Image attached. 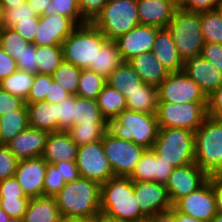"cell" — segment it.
Segmentation results:
<instances>
[{
    "label": "cell",
    "mask_w": 222,
    "mask_h": 222,
    "mask_svg": "<svg viewBox=\"0 0 222 222\" xmlns=\"http://www.w3.org/2000/svg\"><path fill=\"white\" fill-rule=\"evenodd\" d=\"M101 184L80 177L66 182L55 195L61 216L95 219L100 214Z\"/></svg>",
    "instance_id": "6da1fadb"
},
{
    "label": "cell",
    "mask_w": 222,
    "mask_h": 222,
    "mask_svg": "<svg viewBox=\"0 0 222 222\" xmlns=\"http://www.w3.org/2000/svg\"><path fill=\"white\" fill-rule=\"evenodd\" d=\"M100 213L129 222H145L147 218L134 195V181L123 176L101 184Z\"/></svg>",
    "instance_id": "7a4b0ae2"
},
{
    "label": "cell",
    "mask_w": 222,
    "mask_h": 222,
    "mask_svg": "<svg viewBox=\"0 0 222 222\" xmlns=\"http://www.w3.org/2000/svg\"><path fill=\"white\" fill-rule=\"evenodd\" d=\"M108 41L91 22L78 25L63 41V61L80 69L96 66L97 51Z\"/></svg>",
    "instance_id": "3957f363"
},
{
    "label": "cell",
    "mask_w": 222,
    "mask_h": 222,
    "mask_svg": "<svg viewBox=\"0 0 222 222\" xmlns=\"http://www.w3.org/2000/svg\"><path fill=\"white\" fill-rule=\"evenodd\" d=\"M107 130L117 138L133 141L149 150L158 136L159 125L156 114L125 109L108 121Z\"/></svg>",
    "instance_id": "277c9868"
},
{
    "label": "cell",
    "mask_w": 222,
    "mask_h": 222,
    "mask_svg": "<svg viewBox=\"0 0 222 222\" xmlns=\"http://www.w3.org/2000/svg\"><path fill=\"white\" fill-rule=\"evenodd\" d=\"M195 163L209 176L222 173V120L207 116L194 132Z\"/></svg>",
    "instance_id": "5b68a950"
},
{
    "label": "cell",
    "mask_w": 222,
    "mask_h": 222,
    "mask_svg": "<svg viewBox=\"0 0 222 222\" xmlns=\"http://www.w3.org/2000/svg\"><path fill=\"white\" fill-rule=\"evenodd\" d=\"M153 152L175 167L195 163L194 132L183 128L159 127Z\"/></svg>",
    "instance_id": "8992f818"
},
{
    "label": "cell",
    "mask_w": 222,
    "mask_h": 222,
    "mask_svg": "<svg viewBox=\"0 0 222 222\" xmlns=\"http://www.w3.org/2000/svg\"><path fill=\"white\" fill-rule=\"evenodd\" d=\"M108 40H116L140 25L137 0H109L91 22Z\"/></svg>",
    "instance_id": "52a82bcc"
},
{
    "label": "cell",
    "mask_w": 222,
    "mask_h": 222,
    "mask_svg": "<svg viewBox=\"0 0 222 222\" xmlns=\"http://www.w3.org/2000/svg\"><path fill=\"white\" fill-rule=\"evenodd\" d=\"M177 51L183 61L202 54L204 39L200 25V13L177 8L167 26Z\"/></svg>",
    "instance_id": "ba28073f"
},
{
    "label": "cell",
    "mask_w": 222,
    "mask_h": 222,
    "mask_svg": "<svg viewBox=\"0 0 222 222\" xmlns=\"http://www.w3.org/2000/svg\"><path fill=\"white\" fill-rule=\"evenodd\" d=\"M207 116V102H158L156 112L159 127L183 128L193 132L201 126Z\"/></svg>",
    "instance_id": "9c48e42d"
},
{
    "label": "cell",
    "mask_w": 222,
    "mask_h": 222,
    "mask_svg": "<svg viewBox=\"0 0 222 222\" xmlns=\"http://www.w3.org/2000/svg\"><path fill=\"white\" fill-rule=\"evenodd\" d=\"M102 146L115 176L129 177L136 164L147 150L133 141H126L111 134L108 130L102 139Z\"/></svg>",
    "instance_id": "30bf717a"
},
{
    "label": "cell",
    "mask_w": 222,
    "mask_h": 222,
    "mask_svg": "<svg viewBox=\"0 0 222 222\" xmlns=\"http://www.w3.org/2000/svg\"><path fill=\"white\" fill-rule=\"evenodd\" d=\"M158 102L185 104L207 102L199 85L183 71L173 72L157 87Z\"/></svg>",
    "instance_id": "8fae6325"
},
{
    "label": "cell",
    "mask_w": 222,
    "mask_h": 222,
    "mask_svg": "<svg viewBox=\"0 0 222 222\" xmlns=\"http://www.w3.org/2000/svg\"><path fill=\"white\" fill-rule=\"evenodd\" d=\"M76 166L81 177L100 184L115 176L104 153L102 140L78 146Z\"/></svg>",
    "instance_id": "7c38bea8"
},
{
    "label": "cell",
    "mask_w": 222,
    "mask_h": 222,
    "mask_svg": "<svg viewBox=\"0 0 222 222\" xmlns=\"http://www.w3.org/2000/svg\"><path fill=\"white\" fill-rule=\"evenodd\" d=\"M173 208L203 222H211L217 213L212 176L198 189L179 199Z\"/></svg>",
    "instance_id": "4fadbf2b"
},
{
    "label": "cell",
    "mask_w": 222,
    "mask_h": 222,
    "mask_svg": "<svg viewBox=\"0 0 222 222\" xmlns=\"http://www.w3.org/2000/svg\"><path fill=\"white\" fill-rule=\"evenodd\" d=\"M209 177L196 163L175 167L166 183L171 203L174 205L179 199L201 187Z\"/></svg>",
    "instance_id": "5bb4252c"
},
{
    "label": "cell",
    "mask_w": 222,
    "mask_h": 222,
    "mask_svg": "<svg viewBox=\"0 0 222 222\" xmlns=\"http://www.w3.org/2000/svg\"><path fill=\"white\" fill-rule=\"evenodd\" d=\"M159 29L154 26L138 25L114 40L123 62H128L140 54L152 52Z\"/></svg>",
    "instance_id": "9a60e30c"
},
{
    "label": "cell",
    "mask_w": 222,
    "mask_h": 222,
    "mask_svg": "<svg viewBox=\"0 0 222 222\" xmlns=\"http://www.w3.org/2000/svg\"><path fill=\"white\" fill-rule=\"evenodd\" d=\"M78 25L62 14L41 15L34 44L37 46L62 45Z\"/></svg>",
    "instance_id": "2e32d148"
},
{
    "label": "cell",
    "mask_w": 222,
    "mask_h": 222,
    "mask_svg": "<svg viewBox=\"0 0 222 222\" xmlns=\"http://www.w3.org/2000/svg\"><path fill=\"white\" fill-rule=\"evenodd\" d=\"M48 163L42 158L19 160L15 178L25 196L31 198L44 196V179Z\"/></svg>",
    "instance_id": "e0dca14e"
},
{
    "label": "cell",
    "mask_w": 222,
    "mask_h": 222,
    "mask_svg": "<svg viewBox=\"0 0 222 222\" xmlns=\"http://www.w3.org/2000/svg\"><path fill=\"white\" fill-rule=\"evenodd\" d=\"M134 195L140 210L147 217L173 208L165 184L154 181L134 182Z\"/></svg>",
    "instance_id": "ac0fdd59"
},
{
    "label": "cell",
    "mask_w": 222,
    "mask_h": 222,
    "mask_svg": "<svg viewBox=\"0 0 222 222\" xmlns=\"http://www.w3.org/2000/svg\"><path fill=\"white\" fill-rule=\"evenodd\" d=\"M183 72L199 85L206 97L222 84V72L201 55L185 60Z\"/></svg>",
    "instance_id": "d6986e66"
},
{
    "label": "cell",
    "mask_w": 222,
    "mask_h": 222,
    "mask_svg": "<svg viewBox=\"0 0 222 222\" xmlns=\"http://www.w3.org/2000/svg\"><path fill=\"white\" fill-rule=\"evenodd\" d=\"M178 8L177 0H137L140 25L167 28Z\"/></svg>",
    "instance_id": "ffe728a7"
},
{
    "label": "cell",
    "mask_w": 222,
    "mask_h": 222,
    "mask_svg": "<svg viewBox=\"0 0 222 222\" xmlns=\"http://www.w3.org/2000/svg\"><path fill=\"white\" fill-rule=\"evenodd\" d=\"M173 169L172 165L149 149L144 152L129 178L134 182L154 181L166 185Z\"/></svg>",
    "instance_id": "44dd1931"
},
{
    "label": "cell",
    "mask_w": 222,
    "mask_h": 222,
    "mask_svg": "<svg viewBox=\"0 0 222 222\" xmlns=\"http://www.w3.org/2000/svg\"><path fill=\"white\" fill-rule=\"evenodd\" d=\"M48 135L45 130L28 127L6 145L18 160L38 158L44 153Z\"/></svg>",
    "instance_id": "7402d4cb"
},
{
    "label": "cell",
    "mask_w": 222,
    "mask_h": 222,
    "mask_svg": "<svg viewBox=\"0 0 222 222\" xmlns=\"http://www.w3.org/2000/svg\"><path fill=\"white\" fill-rule=\"evenodd\" d=\"M78 146L67 131L49 133L42 158L53 165L56 162L76 161Z\"/></svg>",
    "instance_id": "603a6c76"
},
{
    "label": "cell",
    "mask_w": 222,
    "mask_h": 222,
    "mask_svg": "<svg viewBox=\"0 0 222 222\" xmlns=\"http://www.w3.org/2000/svg\"><path fill=\"white\" fill-rule=\"evenodd\" d=\"M152 52L170 73L183 71L184 61L168 28H160L157 31Z\"/></svg>",
    "instance_id": "cb8c5ba5"
},
{
    "label": "cell",
    "mask_w": 222,
    "mask_h": 222,
    "mask_svg": "<svg viewBox=\"0 0 222 222\" xmlns=\"http://www.w3.org/2000/svg\"><path fill=\"white\" fill-rule=\"evenodd\" d=\"M132 68L139 74L143 83L155 86L165 80L170 72L154 56L153 52L143 53L128 61Z\"/></svg>",
    "instance_id": "d4e9b609"
},
{
    "label": "cell",
    "mask_w": 222,
    "mask_h": 222,
    "mask_svg": "<svg viewBox=\"0 0 222 222\" xmlns=\"http://www.w3.org/2000/svg\"><path fill=\"white\" fill-rule=\"evenodd\" d=\"M29 127L45 130L49 133L59 131L57 104L47 101L25 103Z\"/></svg>",
    "instance_id": "484cf974"
},
{
    "label": "cell",
    "mask_w": 222,
    "mask_h": 222,
    "mask_svg": "<svg viewBox=\"0 0 222 222\" xmlns=\"http://www.w3.org/2000/svg\"><path fill=\"white\" fill-rule=\"evenodd\" d=\"M61 217L55 197L42 196L31 198L23 222H58Z\"/></svg>",
    "instance_id": "4316f807"
},
{
    "label": "cell",
    "mask_w": 222,
    "mask_h": 222,
    "mask_svg": "<svg viewBox=\"0 0 222 222\" xmlns=\"http://www.w3.org/2000/svg\"><path fill=\"white\" fill-rule=\"evenodd\" d=\"M158 107L157 88L143 83L138 90L126 97V108L131 111L156 114Z\"/></svg>",
    "instance_id": "83f0119b"
},
{
    "label": "cell",
    "mask_w": 222,
    "mask_h": 222,
    "mask_svg": "<svg viewBox=\"0 0 222 222\" xmlns=\"http://www.w3.org/2000/svg\"><path fill=\"white\" fill-rule=\"evenodd\" d=\"M106 83L118 90L126 98L143 84L139 74L128 62H123L106 79Z\"/></svg>",
    "instance_id": "f1b7e54d"
},
{
    "label": "cell",
    "mask_w": 222,
    "mask_h": 222,
    "mask_svg": "<svg viewBox=\"0 0 222 222\" xmlns=\"http://www.w3.org/2000/svg\"><path fill=\"white\" fill-rule=\"evenodd\" d=\"M74 125H108L101 115L97 100L74 95Z\"/></svg>",
    "instance_id": "f546056e"
},
{
    "label": "cell",
    "mask_w": 222,
    "mask_h": 222,
    "mask_svg": "<svg viewBox=\"0 0 222 222\" xmlns=\"http://www.w3.org/2000/svg\"><path fill=\"white\" fill-rule=\"evenodd\" d=\"M29 127L28 113L24 105L20 110L11 111L0 116V138L8 144L16 135Z\"/></svg>",
    "instance_id": "4dcf8cb0"
},
{
    "label": "cell",
    "mask_w": 222,
    "mask_h": 222,
    "mask_svg": "<svg viewBox=\"0 0 222 222\" xmlns=\"http://www.w3.org/2000/svg\"><path fill=\"white\" fill-rule=\"evenodd\" d=\"M101 115L107 122L116 118L126 108V98L109 84H105L97 98Z\"/></svg>",
    "instance_id": "1f68e13d"
},
{
    "label": "cell",
    "mask_w": 222,
    "mask_h": 222,
    "mask_svg": "<svg viewBox=\"0 0 222 222\" xmlns=\"http://www.w3.org/2000/svg\"><path fill=\"white\" fill-rule=\"evenodd\" d=\"M122 63L123 60L116 42L113 40H108L97 51L96 66H90L88 69L93 70L107 79L110 74Z\"/></svg>",
    "instance_id": "d6a6232c"
},
{
    "label": "cell",
    "mask_w": 222,
    "mask_h": 222,
    "mask_svg": "<svg viewBox=\"0 0 222 222\" xmlns=\"http://www.w3.org/2000/svg\"><path fill=\"white\" fill-rule=\"evenodd\" d=\"M35 74L17 69L14 73L0 81V87L8 93L27 99Z\"/></svg>",
    "instance_id": "836d02e7"
},
{
    "label": "cell",
    "mask_w": 222,
    "mask_h": 222,
    "mask_svg": "<svg viewBox=\"0 0 222 222\" xmlns=\"http://www.w3.org/2000/svg\"><path fill=\"white\" fill-rule=\"evenodd\" d=\"M38 73L52 75L63 61L62 45L37 46Z\"/></svg>",
    "instance_id": "e575fe53"
},
{
    "label": "cell",
    "mask_w": 222,
    "mask_h": 222,
    "mask_svg": "<svg viewBox=\"0 0 222 222\" xmlns=\"http://www.w3.org/2000/svg\"><path fill=\"white\" fill-rule=\"evenodd\" d=\"M106 78L90 69H81L77 96L97 100Z\"/></svg>",
    "instance_id": "d590c367"
},
{
    "label": "cell",
    "mask_w": 222,
    "mask_h": 222,
    "mask_svg": "<svg viewBox=\"0 0 222 222\" xmlns=\"http://www.w3.org/2000/svg\"><path fill=\"white\" fill-rule=\"evenodd\" d=\"M204 42L222 44V21L216 10L200 12Z\"/></svg>",
    "instance_id": "8d00e7d4"
},
{
    "label": "cell",
    "mask_w": 222,
    "mask_h": 222,
    "mask_svg": "<svg viewBox=\"0 0 222 222\" xmlns=\"http://www.w3.org/2000/svg\"><path fill=\"white\" fill-rule=\"evenodd\" d=\"M81 69L73 64L62 61L52 74L53 80L61 85L71 95L77 94Z\"/></svg>",
    "instance_id": "74e56055"
},
{
    "label": "cell",
    "mask_w": 222,
    "mask_h": 222,
    "mask_svg": "<svg viewBox=\"0 0 222 222\" xmlns=\"http://www.w3.org/2000/svg\"><path fill=\"white\" fill-rule=\"evenodd\" d=\"M108 125H73L67 132L77 146L103 139Z\"/></svg>",
    "instance_id": "f35d334b"
},
{
    "label": "cell",
    "mask_w": 222,
    "mask_h": 222,
    "mask_svg": "<svg viewBox=\"0 0 222 222\" xmlns=\"http://www.w3.org/2000/svg\"><path fill=\"white\" fill-rule=\"evenodd\" d=\"M62 14L71 18L77 25L87 23L81 15L79 2L76 0H52L43 15Z\"/></svg>",
    "instance_id": "ab89813d"
},
{
    "label": "cell",
    "mask_w": 222,
    "mask_h": 222,
    "mask_svg": "<svg viewBox=\"0 0 222 222\" xmlns=\"http://www.w3.org/2000/svg\"><path fill=\"white\" fill-rule=\"evenodd\" d=\"M32 6L26 1L16 7L6 8L3 11V27L12 28L18 21L30 20L31 18H39Z\"/></svg>",
    "instance_id": "60d3db41"
},
{
    "label": "cell",
    "mask_w": 222,
    "mask_h": 222,
    "mask_svg": "<svg viewBox=\"0 0 222 222\" xmlns=\"http://www.w3.org/2000/svg\"><path fill=\"white\" fill-rule=\"evenodd\" d=\"M27 44L14 29L0 28V46L15 60Z\"/></svg>",
    "instance_id": "b9f144b4"
},
{
    "label": "cell",
    "mask_w": 222,
    "mask_h": 222,
    "mask_svg": "<svg viewBox=\"0 0 222 222\" xmlns=\"http://www.w3.org/2000/svg\"><path fill=\"white\" fill-rule=\"evenodd\" d=\"M53 81L52 75L36 73L30 92L25 103H37L44 101L49 95L50 84Z\"/></svg>",
    "instance_id": "7bdbcfd3"
},
{
    "label": "cell",
    "mask_w": 222,
    "mask_h": 222,
    "mask_svg": "<svg viewBox=\"0 0 222 222\" xmlns=\"http://www.w3.org/2000/svg\"><path fill=\"white\" fill-rule=\"evenodd\" d=\"M59 131H68L74 125V95L57 104Z\"/></svg>",
    "instance_id": "ee69618b"
},
{
    "label": "cell",
    "mask_w": 222,
    "mask_h": 222,
    "mask_svg": "<svg viewBox=\"0 0 222 222\" xmlns=\"http://www.w3.org/2000/svg\"><path fill=\"white\" fill-rule=\"evenodd\" d=\"M37 45L28 43L24 49L19 53L16 59L17 67L20 70L27 71L33 74L38 73L37 66Z\"/></svg>",
    "instance_id": "f6af8a7d"
},
{
    "label": "cell",
    "mask_w": 222,
    "mask_h": 222,
    "mask_svg": "<svg viewBox=\"0 0 222 222\" xmlns=\"http://www.w3.org/2000/svg\"><path fill=\"white\" fill-rule=\"evenodd\" d=\"M63 176L51 164H48L44 179V196L54 197L65 185Z\"/></svg>",
    "instance_id": "bcb514c9"
},
{
    "label": "cell",
    "mask_w": 222,
    "mask_h": 222,
    "mask_svg": "<svg viewBox=\"0 0 222 222\" xmlns=\"http://www.w3.org/2000/svg\"><path fill=\"white\" fill-rule=\"evenodd\" d=\"M30 198H0V209L9 217L22 219Z\"/></svg>",
    "instance_id": "7dc6e473"
},
{
    "label": "cell",
    "mask_w": 222,
    "mask_h": 222,
    "mask_svg": "<svg viewBox=\"0 0 222 222\" xmlns=\"http://www.w3.org/2000/svg\"><path fill=\"white\" fill-rule=\"evenodd\" d=\"M18 161L7 145L0 146V180L15 175Z\"/></svg>",
    "instance_id": "c3c4849f"
},
{
    "label": "cell",
    "mask_w": 222,
    "mask_h": 222,
    "mask_svg": "<svg viewBox=\"0 0 222 222\" xmlns=\"http://www.w3.org/2000/svg\"><path fill=\"white\" fill-rule=\"evenodd\" d=\"M108 1L109 0H81L79 2V8L82 18L86 22H92Z\"/></svg>",
    "instance_id": "681fc988"
},
{
    "label": "cell",
    "mask_w": 222,
    "mask_h": 222,
    "mask_svg": "<svg viewBox=\"0 0 222 222\" xmlns=\"http://www.w3.org/2000/svg\"><path fill=\"white\" fill-rule=\"evenodd\" d=\"M178 8L190 12L212 11L218 7L219 0H177Z\"/></svg>",
    "instance_id": "f907efd6"
},
{
    "label": "cell",
    "mask_w": 222,
    "mask_h": 222,
    "mask_svg": "<svg viewBox=\"0 0 222 222\" xmlns=\"http://www.w3.org/2000/svg\"><path fill=\"white\" fill-rule=\"evenodd\" d=\"M25 105V100L12 95L0 87V116L11 111L20 110Z\"/></svg>",
    "instance_id": "816d5d0a"
},
{
    "label": "cell",
    "mask_w": 222,
    "mask_h": 222,
    "mask_svg": "<svg viewBox=\"0 0 222 222\" xmlns=\"http://www.w3.org/2000/svg\"><path fill=\"white\" fill-rule=\"evenodd\" d=\"M0 198H29L25 196L15 176L0 180Z\"/></svg>",
    "instance_id": "f5cc1de1"
},
{
    "label": "cell",
    "mask_w": 222,
    "mask_h": 222,
    "mask_svg": "<svg viewBox=\"0 0 222 222\" xmlns=\"http://www.w3.org/2000/svg\"><path fill=\"white\" fill-rule=\"evenodd\" d=\"M39 18H31L30 20L18 21L12 27L26 42L34 43L36 37Z\"/></svg>",
    "instance_id": "db71d44e"
},
{
    "label": "cell",
    "mask_w": 222,
    "mask_h": 222,
    "mask_svg": "<svg viewBox=\"0 0 222 222\" xmlns=\"http://www.w3.org/2000/svg\"><path fill=\"white\" fill-rule=\"evenodd\" d=\"M201 56L222 72V44L205 42Z\"/></svg>",
    "instance_id": "11a10c76"
},
{
    "label": "cell",
    "mask_w": 222,
    "mask_h": 222,
    "mask_svg": "<svg viewBox=\"0 0 222 222\" xmlns=\"http://www.w3.org/2000/svg\"><path fill=\"white\" fill-rule=\"evenodd\" d=\"M207 115L222 120V84L207 97Z\"/></svg>",
    "instance_id": "9f6ffc18"
},
{
    "label": "cell",
    "mask_w": 222,
    "mask_h": 222,
    "mask_svg": "<svg viewBox=\"0 0 222 222\" xmlns=\"http://www.w3.org/2000/svg\"><path fill=\"white\" fill-rule=\"evenodd\" d=\"M53 166L63 176L65 182L75 181L81 177L76 161L56 162Z\"/></svg>",
    "instance_id": "6f0895ef"
},
{
    "label": "cell",
    "mask_w": 222,
    "mask_h": 222,
    "mask_svg": "<svg viewBox=\"0 0 222 222\" xmlns=\"http://www.w3.org/2000/svg\"><path fill=\"white\" fill-rule=\"evenodd\" d=\"M18 69L16 60L0 46V81Z\"/></svg>",
    "instance_id": "680465c9"
},
{
    "label": "cell",
    "mask_w": 222,
    "mask_h": 222,
    "mask_svg": "<svg viewBox=\"0 0 222 222\" xmlns=\"http://www.w3.org/2000/svg\"><path fill=\"white\" fill-rule=\"evenodd\" d=\"M70 95L71 94L68 91H66L64 88L61 87L60 84L53 80L50 84L49 95H46L45 101L58 104Z\"/></svg>",
    "instance_id": "91938a15"
},
{
    "label": "cell",
    "mask_w": 222,
    "mask_h": 222,
    "mask_svg": "<svg viewBox=\"0 0 222 222\" xmlns=\"http://www.w3.org/2000/svg\"><path fill=\"white\" fill-rule=\"evenodd\" d=\"M212 185L216 196L217 212H222V176H212Z\"/></svg>",
    "instance_id": "94428289"
},
{
    "label": "cell",
    "mask_w": 222,
    "mask_h": 222,
    "mask_svg": "<svg viewBox=\"0 0 222 222\" xmlns=\"http://www.w3.org/2000/svg\"><path fill=\"white\" fill-rule=\"evenodd\" d=\"M145 222H174V208L148 216Z\"/></svg>",
    "instance_id": "6125c7cd"
},
{
    "label": "cell",
    "mask_w": 222,
    "mask_h": 222,
    "mask_svg": "<svg viewBox=\"0 0 222 222\" xmlns=\"http://www.w3.org/2000/svg\"><path fill=\"white\" fill-rule=\"evenodd\" d=\"M52 0H27L32 6L34 12L39 16L44 14L46 7L51 3Z\"/></svg>",
    "instance_id": "be15d7a7"
},
{
    "label": "cell",
    "mask_w": 222,
    "mask_h": 222,
    "mask_svg": "<svg viewBox=\"0 0 222 222\" xmlns=\"http://www.w3.org/2000/svg\"><path fill=\"white\" fill-rule=\"evenodd\" d=\"M174 222H203L201 220L195 219L189 215L177 212L174 209Z\"/></svg>",
    "instance_id": "e7e4bbea"
},
{
    "label": "cell",
    "mask_w": 222,
    "mask_h": 222,
    "mask_svg": "<svg viewBox=\"0 0 222 222\" xmlns=\"http://www.w3.org/2000/svg\"><path fill=\"white\" fill-rule=\"evenodd\" d=\"M26 1L27 0H0V3L4 11L6 8L16 7L19 4L25 3Z\"/></svg>",
    "instance_id": "03108f58"
},
{
    "label": "cell",
    "mask_w": 222,
    "mask_h": 222,
    "mask_svg": "<svg viewBox=\"0 0 222 222\" xmlns=\"http://www.w3.org/2000/svg\"><path fill=\"white\" fill-rule=\"evenodd\" d=\"M94 222H129V221H124L120 219H115L109 216H106L105 214L100 213L95 219Z\"/></svg>",
    "instance_id": "003e7915"
},
{
    "label": "cell",
    "mask_w": 222,
    "mask_h": 222,
    "mask_svg": "<svg viewBox=\"0 0 222 222\" xmlns=\"http://www.w3.org/2000/svg\"><path fill=\"white\" fill-rule=\"evenodd\" d=\"M58 222H94V219H84V218L61 216L59 218Z\"/></svg>",
    "instance_id": "a7ac6f4b"
},
{
    "label": "cell",
    "mask_w": 222,
    "mask_h": 222,
    "mask_svg": "<svg viewBox=\"0 0 222 222\" xmlns=\"http://www.w3.org/2000/svg\"><path fill=\"white\" fill-rule=\"evenodd\" d=\"M8 219L9 216L2 209H0V222H7Z\"/></svg>",
    "instance_id": "89a4df30"
},
{
    "label": "cell",
    "mask_w": 222,
    "mask_h": 222,
    "mask_svg": "<svg viewBox=\"0 0 222 222\" xmlns=\"http://www.w3.org/2000/svg\"><path fill=\"white\" fill-rule=\"evenodd\" d=\"M211 222H222V212H217Z\"/></svg>",
    "instance_id": "2644e50d"
},
{
    "label": "cell",
    "mask_w": 222,
    "mask_h": 222,
    "mask_svg": "<svg viewBox=\"0 0 222 222\" xmlns=\"http://www.w3.org/2000/svg\"><path fill=\"white\" fill-rule=\"evenodd\" d=\"M3 27V8L0 3V28Z\"/></svg>",
    "instance_id": "8c879c8a"
},
{
    "label": "cell",
    "mask_w": 222,
    "mask_h": 222,
    "mask_svg": "<svg viewBox=\"0 0 222 222\" xmlns=\"http://www.w3.org/2000/svg\"><path fill=\"white\" fill-rule=\"evenodd\" d=\"M7 222H23V220H22V219H19V218L9 217V219L7 220Z\"/></svg>",
    "instance_id": "753ad0ef"
},
{
    "label": "cell",
    "mask_w": 222,
    "mask_h": 222,
    "mask_svg": "<svg viewBox=\"0 0 222 222\" xmlns=\"http://www.w3.org/2000/svg\"><path fill=\"white\" fill-rule=\"evenodd\" d=\"M215 10L218 12V14L221 18V21H222V8H216Z\"/></svg>",
    "instance_id": "34e18365"
},
{
    "label": "cell",
    "mask_w": 222,
    "mask_h": 222,
    "mask_svg": "<svg viewBox=\"0 0 222 222\" xmlns=\"http://www.w3.org/2000/svg\"><path fill=\"white\" fill-rule=\"evenodd\" d=\"M217 8H222V0H219L218 7H217Z\"/></svg>",
    "instance_id": "11e5206c"
}]
</instances>
